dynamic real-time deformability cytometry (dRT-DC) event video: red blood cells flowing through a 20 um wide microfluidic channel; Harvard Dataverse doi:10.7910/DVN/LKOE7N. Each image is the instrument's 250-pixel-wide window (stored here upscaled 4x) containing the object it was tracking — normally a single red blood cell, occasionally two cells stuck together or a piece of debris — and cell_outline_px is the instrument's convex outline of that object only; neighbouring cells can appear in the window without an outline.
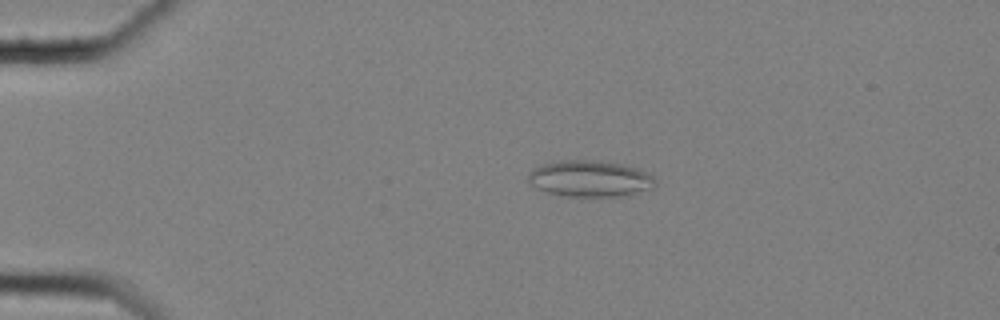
{"species": "common noctule bat (a hibernating species)", "species_latin": "Nyctalus noctula", "temperature_condition": "cold", "stored_images_in_passage": 57, "camera_frame_rate_fps": 3000, "um_per_image_px": 0.085, "animal": {"sex": "female", "body_mass_g": 25.1}, "frame": {"image": 1, "passage_image": 12, "time_ms": 3.667, "image_size_px": [1000, 320], "cell_outline_px": [[656, 188], [628, 196], [564, 196], [548, 192], [528, 184], [528, 172], [544, 164], [560, 160], [600, 160], [624, 164], [636, 168], [652, 176], [656, 180]], "centroid_in_image_um": [50.19, 15.19], "position_along_channel_um": 34.8, "area_um2": 27.17}}
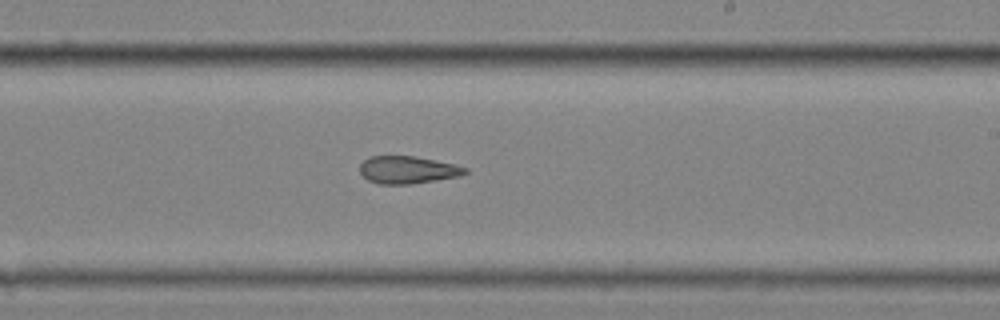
{"frame": {"image": 2, "passage_image": 35, "time_ms": 11.333, "image_size_px": [1000, 320], "cell_outline_px": [[468, 172], [460, 176], [412, 184], [380, 184], [368, 180], [360, 172], [360, 164], [364, 160], [372, 156], [416, 156], [452, 164], [468, 168]], "centroid_in_image_um": [34.65, 14.44], "position_along_channel_um": 254.3, "area_um2": 16.76}}
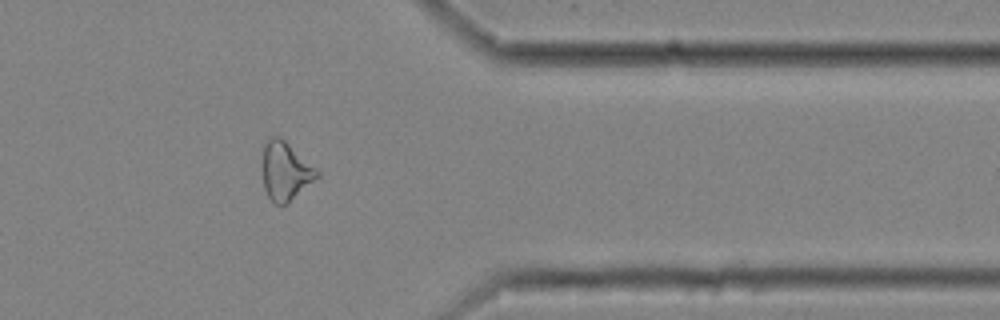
{"frame": {"image": 3, "passage_image": 47, "time_ms": 15.333, "image_size_px": [1000, 320], "cell_outline_px": [[320, 176], [288, 204], [276, 204], [268, 196], [264, 188], [260, 164], [264, 144], [268, 136], [280, 136], [320, 172]], "centroid_in_image_um": [24.22, 14.53], "position_along_channel_um": 387.2, "area_um2": 19.02}, "authors_computed_cell_mechanics": {"area_um2": 19.8832, "velocity_mm_per_s": 3.5494, "shape_relaxation_time_tau1_ms": null, "shape_relaxation_time_tau2_ms": 3.3668, "deformation_change_tau1": null, "deformation_change_tau2": 0.1156}}